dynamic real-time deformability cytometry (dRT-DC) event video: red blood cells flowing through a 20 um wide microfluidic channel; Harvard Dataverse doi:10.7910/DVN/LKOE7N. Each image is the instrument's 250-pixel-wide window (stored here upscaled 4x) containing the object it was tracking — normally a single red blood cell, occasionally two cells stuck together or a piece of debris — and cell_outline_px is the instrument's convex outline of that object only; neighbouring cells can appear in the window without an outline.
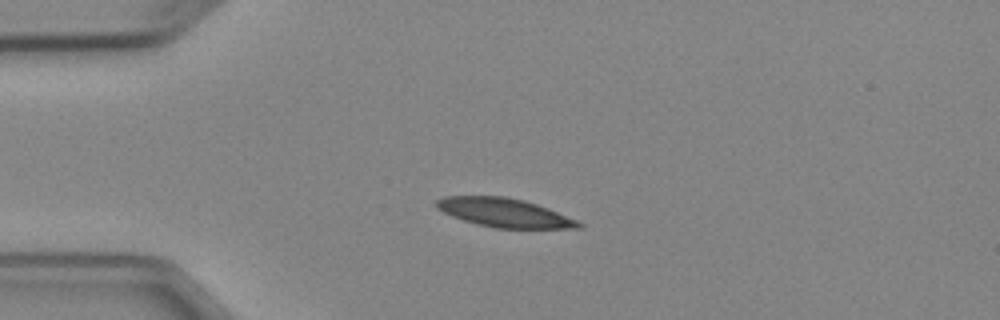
{"species": "Egyptian fruit bat (a non-hibernating species)", "species_latin": "Rousettus aegyptiacus", "temperature_condition": "cold", "stored_images_in_passage": 2, "camera_frame_rate_fps": 3000, "um_per_image_px": 0.085, "animal": {"sex": "female"}, "frame": {"image": 1, "passage_image": 1, "time_ms": 0.0, "image_size_px": [1000, 320], "cell_outline_px": [[584, 228], [496, 228], [476, 224], [452, 216], [436, 208], [436, 200], [444, 196], [504, 196], [524, 200], [548, 208], [576, 220], [584, 224]], "centroid_in_image_um": [42.87, 18.08], "position_along_channel_um": 42.1, "area_um2": 23.76}}